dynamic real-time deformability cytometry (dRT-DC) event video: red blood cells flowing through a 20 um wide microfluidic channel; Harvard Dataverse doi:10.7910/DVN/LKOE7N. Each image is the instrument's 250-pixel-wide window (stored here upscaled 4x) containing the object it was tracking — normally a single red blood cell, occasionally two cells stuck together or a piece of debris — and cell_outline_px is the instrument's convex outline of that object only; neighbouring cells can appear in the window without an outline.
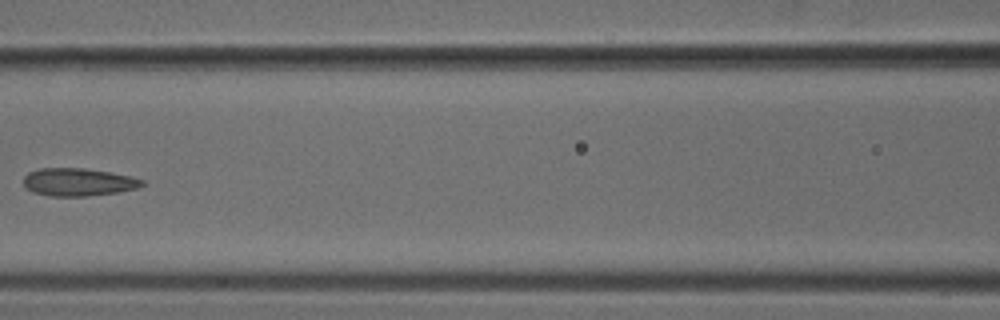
{"species": "common noctule bat (a hibernating species)", "species_latin": "Nyctalus noctula", "temperature_condition": "cold", "stored_images_in_passage": 6, "camera_frame_rate_fps": 3000, "um_per_image_px": 0.085, "animal": {"sex": "male", "body_mass_g": 18.8}, "frame": {"image": 1, "passage_image": 5, "time_ms": 1.333, "image_size_px": [1000, 320], "cell_outline_px": [[144, 184], [136, 188], [116, 192], [88, 196], [48, 196], [32, 192], [24, 184], [24, 176], [28, 172], [40, 168], [84, 168], [132, 176], [144, 180]], "centroid_in_image_um": [6.63, 15.47], "position_along_channel_um": 160.0, "area_um2": 19.13}}
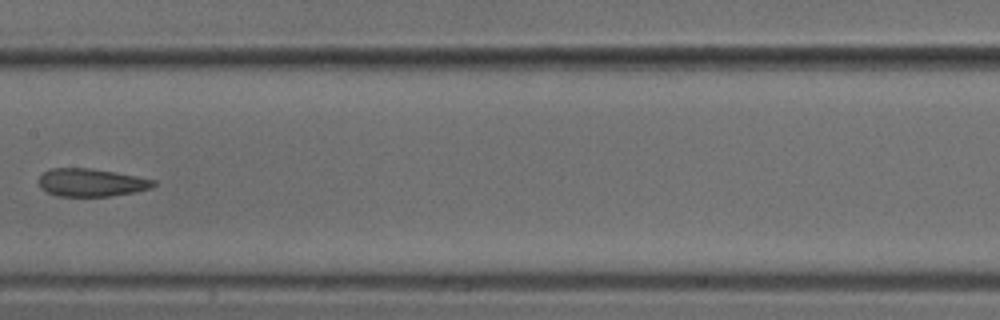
{"frame": {"image": 2, "passage_image": 6, "time_ms": 1.667, "image_size_px": [1000, 320], "cell_outline_px": [[156, 184], [152, 188], [136, 192], [108, 196], [56, 196], [40, 188], [40, 176], [44, 172], [52, 168], [92, 168], [136, 176], [156, 180]], "centroid_in_image_um": [7.78, 15.52], "position_along_channel_um": 199.6, "area_um2": 18.61}}